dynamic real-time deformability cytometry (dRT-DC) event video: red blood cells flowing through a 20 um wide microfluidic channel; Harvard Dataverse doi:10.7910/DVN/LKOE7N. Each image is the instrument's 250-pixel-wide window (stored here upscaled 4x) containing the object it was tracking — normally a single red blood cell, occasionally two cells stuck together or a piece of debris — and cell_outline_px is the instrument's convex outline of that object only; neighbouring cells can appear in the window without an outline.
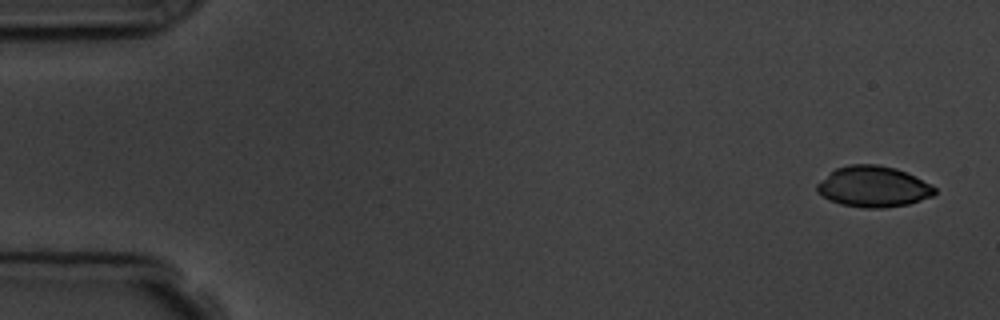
{"species": "common noctule bat (a hibernating species)", "species_latin": "Nyctalus noctula", "temperature_condition": "room temperature", "stored_images_in_passage": 5, "camera_frame_rate_fps": 3000, "um_per_image_px": 0.085, "animal": {"sex": "male", "body_mass_g": 19.5, "forearm_length_mm": 54.6}, "frame": {"image": 1, "passage_image": 1, "time_ms": 0.0, "image_size_px": [1000, 320], "cell_outline_px": [[936, 192], [932, 196], [908, 204], [884, 208], [864, 208], [840, 204], [828, 200], [816, 192], [816, 184], [820, 180], [836, 168], [848, 164], [876, 164], [896, 168], [932, 184], [936, 188]], "centroid_in_image_um": [74.2, 15.87], "position_along_channel_um": 10.8, "area_um2": 28.21}}